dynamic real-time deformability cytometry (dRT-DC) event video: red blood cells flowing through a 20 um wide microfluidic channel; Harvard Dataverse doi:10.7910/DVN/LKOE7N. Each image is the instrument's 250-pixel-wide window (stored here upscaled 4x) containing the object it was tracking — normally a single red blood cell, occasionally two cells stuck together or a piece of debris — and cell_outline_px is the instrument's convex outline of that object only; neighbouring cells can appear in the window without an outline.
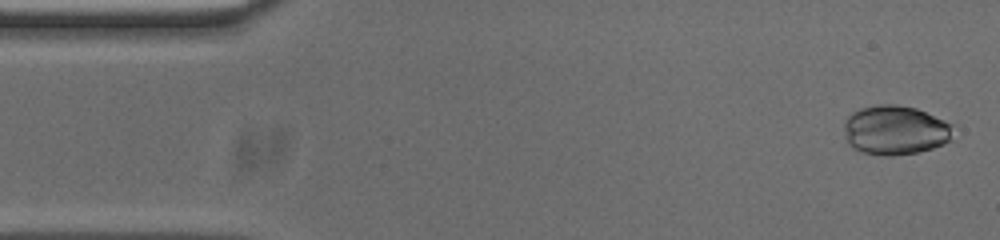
{"species": "common noctule bat (a hibernating species)", "species_latin": "Nyctalus noctula", "temperature_condition": "cold", "stored_images_in_passage": 53, "camera_frame_rate_fps": 3000, "um_per_image_px": 0.085, "animal": {"sex": "male", "body_mass_g": 20.0, "forearm_length_mm": 53.3}, "frame": {"image": 1, "passage_image": 2, "time_ms": 0.333, "image_size_px": [1000, 240], "cell_outline_px": [[956, 124], [952, 140], [944, 144], [920, 152], [892, 156], [884, 156], [864, 152], [852, 148], [848, 144], [844, 136], [844, 120], [852, 112], [860, 108], [876, 104], [896, 104], [916, 108]], "centroid_in_image_um": [76.13, 11.06], "position_along_channel_um": 8.9, "area_um2": 32.19}}
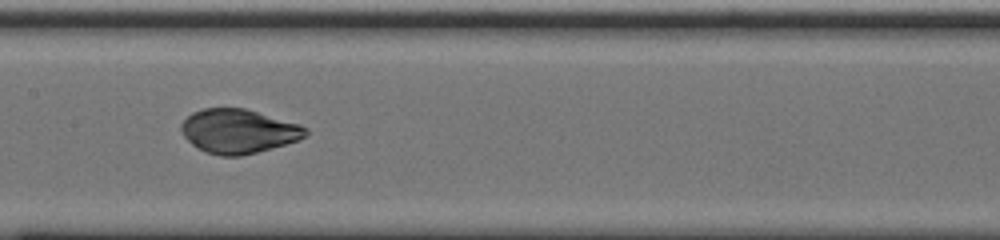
{"frame": {"image": 2, "passage_image": 25, "time_ms": 8.0, "image_size_px": [1000, 240], "cell_outline_px": [[308, 132], [304, 136], [296, 140], [284, 144], [256, 152], [240, 156], [220, 156], [204, 152], [196, 148], [180, 132], [180, 124], [192, 112], [204, 108], [244, 108], [300, 124], [308, 128]], "centroid_in_image_um": [20.22, 11.15], "position_along_channel_um": 187.2, "area_um2": 31.91}}
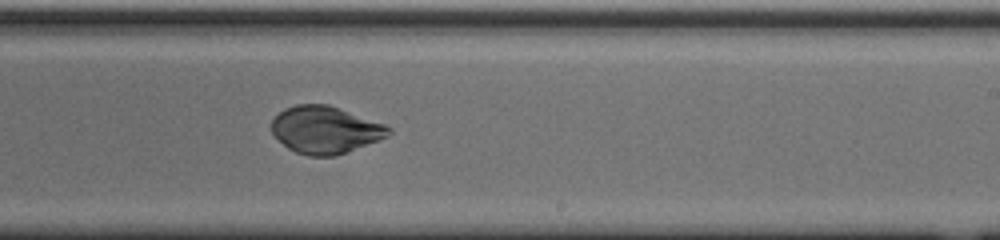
{"frame": {"image": 3, "passage_image": 31, "time_ms": 10.0, "image_size_px": [1000, 240], "cell_outline_px": [[392, 132], [388, 136], [380, 140], [336, 156], [308, 156], [296, 152], [288, 148], [272, 132], [272, 120], [284, 108], [296, 104], [328, 104], [384, 124], [392, 128]], "centroid_in_image_um": [27.67, 11.04], "position_along_channel_um": 261.3, "area_um2": 32.14}}